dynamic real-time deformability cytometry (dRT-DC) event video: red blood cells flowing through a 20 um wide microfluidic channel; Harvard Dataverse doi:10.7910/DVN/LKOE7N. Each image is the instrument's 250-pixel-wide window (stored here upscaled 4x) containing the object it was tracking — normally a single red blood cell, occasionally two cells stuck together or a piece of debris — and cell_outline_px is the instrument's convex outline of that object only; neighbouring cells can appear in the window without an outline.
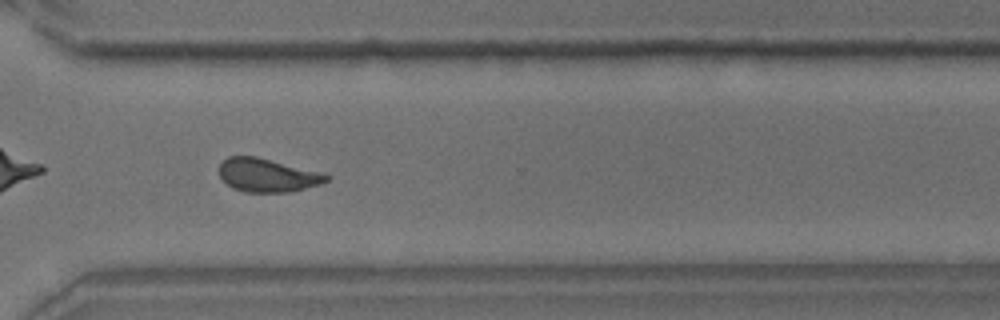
{"species": "common noctule bat (a hibernating species)", "species_latin": "Nyctalus noctula", "temperature_condition": "room temperature", "stored_images_in_passage": 36, "camera_frame_rate_fps": 3000, "um_per_image_px": 0.085, "animal": {"sex": "male", "body_mass_g": 18.8}, "frame": {"image": 1, "passage_image": 25, "time_ms": 8.0, "image_size_px": [1000, 320], "cell_outline_px": [[332, 176], [328, 180], [320, 184], [288, 192], [244, 192], [232, 188], [220, 176], [220, 164], [228, 156], [256, 156], [320, 172]], "centroid_in_image_um": [22.72, 14.89], "position_along_channel_um": 347.9, "area_um2": 20.69}, "authors_computed_cell_mechanics": {"area_um2": 21.097, "velocity_mm_per_s": 3.7146, "shape_relaxation_time_tau1_ms": 6.6774, "shape_relaxation_time_tau2_ms": 1.5294, "deformation_change_tau1": 0.139, "deformation_change_tau2": 0.0828}}